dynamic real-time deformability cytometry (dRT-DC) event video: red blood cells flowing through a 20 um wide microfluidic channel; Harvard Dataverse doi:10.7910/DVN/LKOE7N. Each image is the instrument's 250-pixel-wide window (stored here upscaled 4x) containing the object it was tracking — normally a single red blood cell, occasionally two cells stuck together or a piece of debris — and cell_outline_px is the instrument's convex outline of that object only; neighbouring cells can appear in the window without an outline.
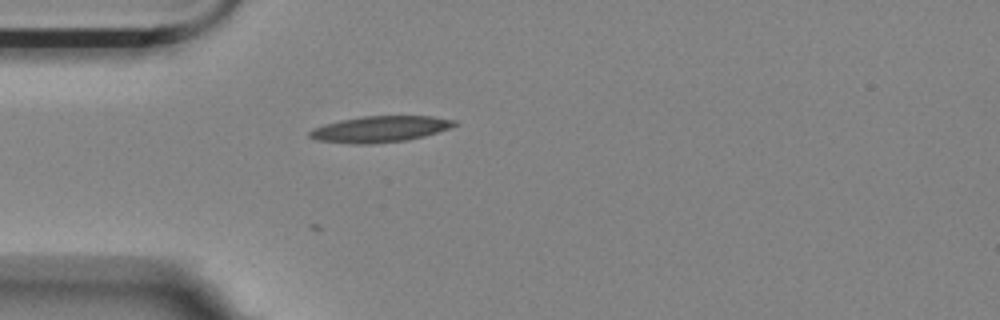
{"species": "Egyptian fruit bat (a non-hibernating species)", "species_latin": "Rousettus aegyptiacus", "temperature_condition": "room temperature", "stored_images_in_passage": 29, "camera_frame_rate_fps": 3000, "um_per_image_px": 0.085, "animal": {"sex": "female"}, "frame": {"image": 1, "passage_image": 3, "time_ms": 0.667, "image_size_px": [1000, 320], "cell_outline_px": [[460, 124], [424, 136], [408, 140], [372, 144], [352, 144], [316, 140], [308, 136], [308, 132], [312, 128], [324, 124], [340, 120], [360, 116], [432, 116], [456, 120]], "centroid_in_image_um": [32.28, 10.97], "position_along_channel_um": 52.7, "area_um2": 22.25}}
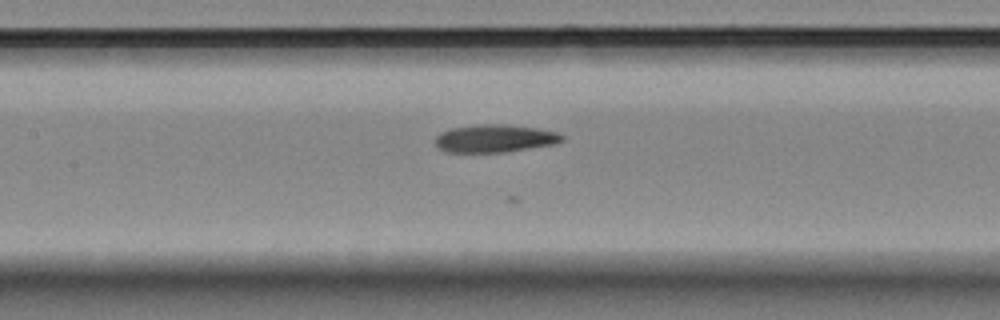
{"frame": {"image": 2, "passage_image": 13, "time_ms": 4.0, "image_size_px": [1000, 320], "cell_outline_px": [[564, 140], [556, 144], [504, 152], [448, 152], [436, 148], [436, 136], [440, 132], [452, 128], [480, 124], [504, 124], [536, 128], [560, 132], [564, 136]], "centroid_in_image_um": [42.08, 11.77], "position_along_channel_um": 165.3, "area_um2": 20.63}}
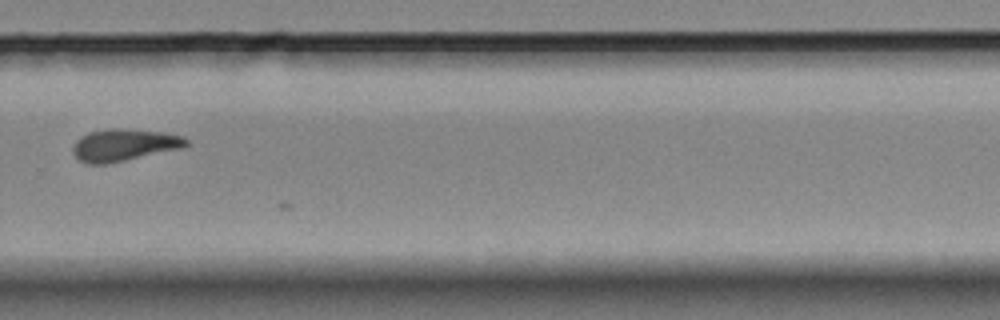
{"frame": {"image": 3, "passage_image": 26, "time_ms": 8.333, "image_size_px": [1000, 320], "cell_outline_px": [[188, 144], [184, 148], [108, 164], [88, 164], [80, 160], [72, 152], [72, 148], [76, 140], [80, 136], [88, 132], [108, 128], [120, 128], [164, 132], [184, 136], [188, 140]], "centroid_in_image_um": [10.56, 12.32], "position_along_channel_um": 319.2, "area_um2": 21.5}}